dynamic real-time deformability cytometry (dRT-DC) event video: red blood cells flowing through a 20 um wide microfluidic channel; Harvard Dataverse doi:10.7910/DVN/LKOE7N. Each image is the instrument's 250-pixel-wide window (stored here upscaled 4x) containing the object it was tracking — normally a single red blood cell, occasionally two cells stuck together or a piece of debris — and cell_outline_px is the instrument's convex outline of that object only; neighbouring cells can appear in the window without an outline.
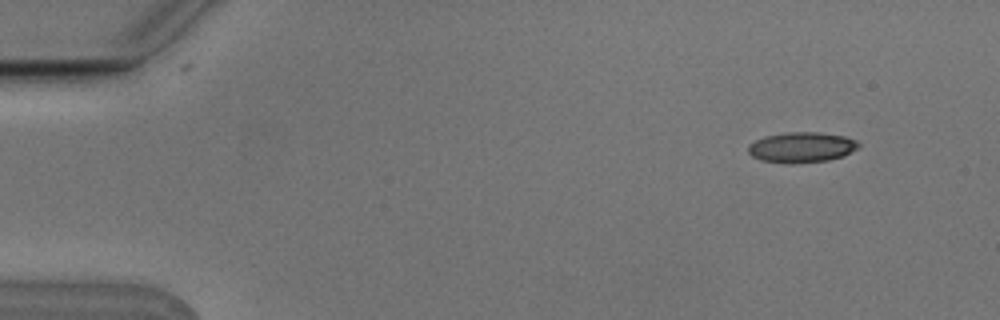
{"species": "Egyptian fruit bat (a non-hibernating species)", "species_latin": "Rousettus aegyptiacus", "temperature_condition": "cold", "stored_images_in_passage": 4, "camera_frame_rate_fps": 3000, "um_per_image_px": 0.085, "animal": {"sex": "male"}, "frame": {"image": 1, "passage_image": 1, "time_ms": 0.0, "image_size_px": [1000, 320], "cell_outline_px": [[860, 148], [844, 156], [828, 160], [792, 164], [788, 164], [760, 160], [752, 156], [748, 152], [748, 144], [764, 136], [784, 132], [816, 132], [844, 136], [856, 140], [860, 144]], "centroid_in_image_um": [68.14, 12.52], "position_along_channel_um": 16.9, "area_um2": 19.83}}
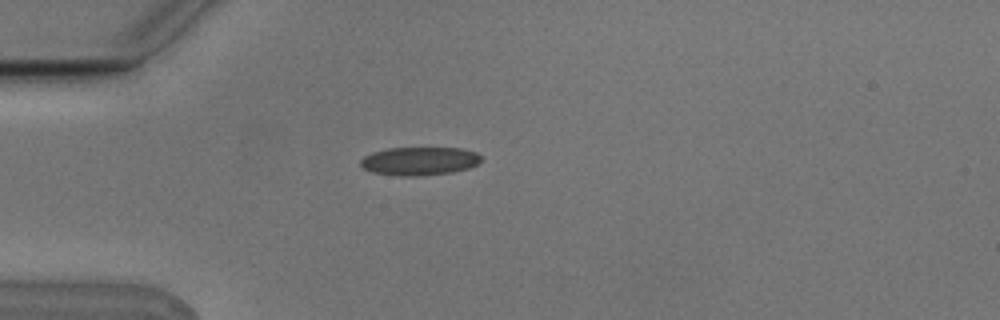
{"frame": {"image": 2, "passage_image": 4, "time_ms": 1.0, "image_size_px": [1000, 320], "cell_outline_px": [[480, 160], [476, 164], [468, 168], [452, 172], [424, 176], [400, 176], [372, 172], [364, 168], [360, 164], [360, 160], [364, 156], [372, 152], [388, 148], [464, 148], [476, 152], [480, 156]], "centroid_in_image_um": [35.64, 13.69], "position_along_channel_um": 49.4, "area_um2": 19.94}}